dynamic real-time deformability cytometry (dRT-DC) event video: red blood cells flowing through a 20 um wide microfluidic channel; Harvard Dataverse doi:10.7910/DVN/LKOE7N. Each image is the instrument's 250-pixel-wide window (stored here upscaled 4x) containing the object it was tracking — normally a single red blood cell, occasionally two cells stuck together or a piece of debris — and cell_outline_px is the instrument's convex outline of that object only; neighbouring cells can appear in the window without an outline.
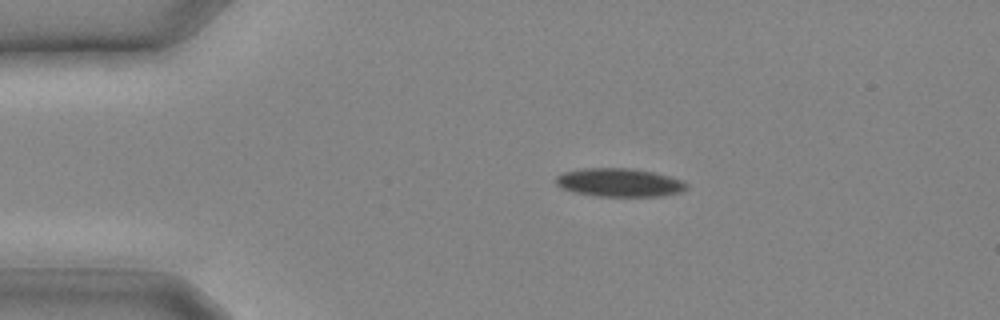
{"species": "common noctule bat (a hibernating species)", "species_latin": "Nyctalus noctula", "temperature_condition": "cold", "stored_images_in_passage": 24, "camera_frame_rate_fps": 3000, "um_per_image_px": 0.085, "animal": {"sex": "male", "body_mass_g": 20.4}, "frame": {"image": 1, "passage_image": 3, "time_ms": 0.667, "image_size_px": [1000, 320], "cell_outline_px": [[688, 188], [680, 192], [660, 196], [596, 196], [576, 192], [560, 188], [556, 184], [556, 176], [564, 172], [584, 168], [632, 168], [656, 172], [684, 180], [688, 184]], "centroid_in_image_um": [52.68, 15.51], "position_along_channel_um": 32.3, "area_um2": 21.79}}
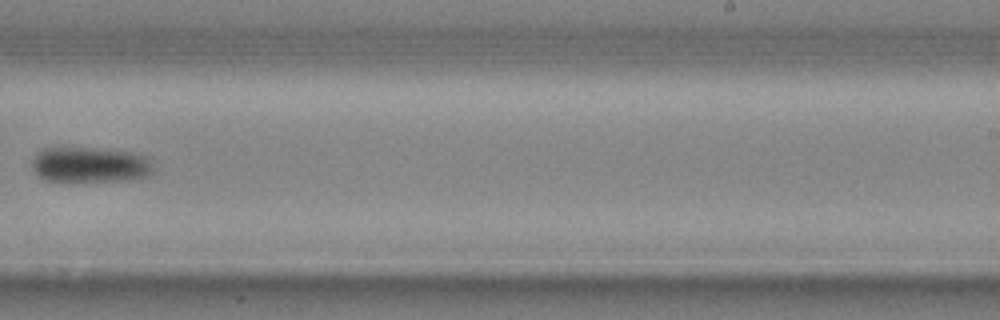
{"frame": {"image": 2, "passage_image": 15, "time_ms": 4.667, "image_size_px": [1000, 320], "cell_outline_px": [[156, 168], [152, 176], [132, 180], [44, 180], [32, 168], [32, 160], [36, 152], [44, 148], [96, 148], [132, 152], [148, 156]], "centroid_in_image_um": [7.75, 13.99], "position_along_channel_um": 281.3, "area_um2": 25.26}}
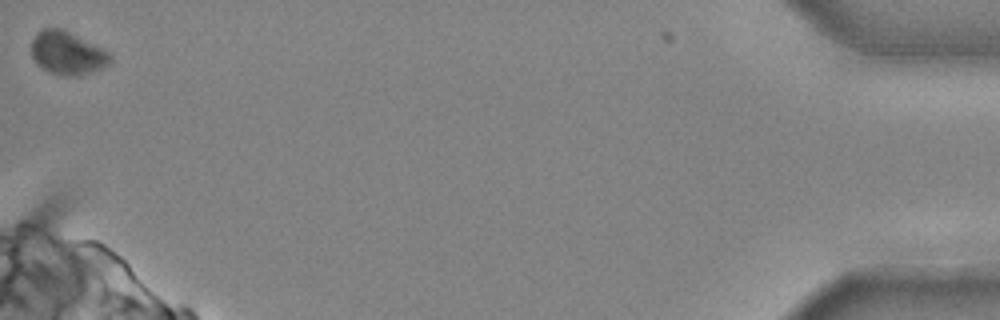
{"frame": {"image": 3, "passage_image": 24, "time_ms": 7.667, "image_size_px": [1000, 320], "cell_outline_px": [[112, 60], [108, 64], [100, 68], [80, 76], [60, 76], [48, 72], [32, 56], [32, 40], [36, 32], [44, 28], [64, 28], [104, 48], [112, 56]], "centroid_in_image_um": [5.75, 4.49], "position_along_channel_um": 429.5, "area_um2": 20.0}}